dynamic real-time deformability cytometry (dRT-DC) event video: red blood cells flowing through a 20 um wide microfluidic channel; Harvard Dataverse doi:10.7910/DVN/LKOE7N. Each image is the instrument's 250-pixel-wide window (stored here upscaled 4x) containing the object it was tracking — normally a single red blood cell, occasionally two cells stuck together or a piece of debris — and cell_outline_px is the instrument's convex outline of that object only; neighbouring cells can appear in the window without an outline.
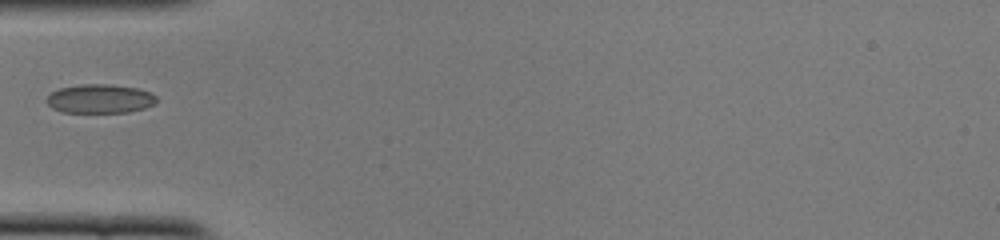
{"species": "common noctule bat (a hibernating species)", "species_latin": "Nyctalus noctula", "temperature_condition": "cold", "stored_images_in_passage": 35, "camera_frame_rate_fps": 3000, "um_per_image_px": 0.085, "animal": {"sex": "female", "body_mass_g": 22.0, "forearm_length_mm": 56.7}, "frame": {"image": 1, "passage_image": 1, "time_ms": 0.0, "image_size_px": [1000, 240], "cell_outline_px": [[156, 104], [144, 108], [128, 112], [60, 112], [52, 108], [44, 100], [52, 92], [60, 88], [80, 84], [112, 84], [136, 88], [152, 92], [156, 96]], "centroid_in_image_um": [8.5, 8.39], "position_along_channel_um": 76.5, "area_um2": 18.67}}
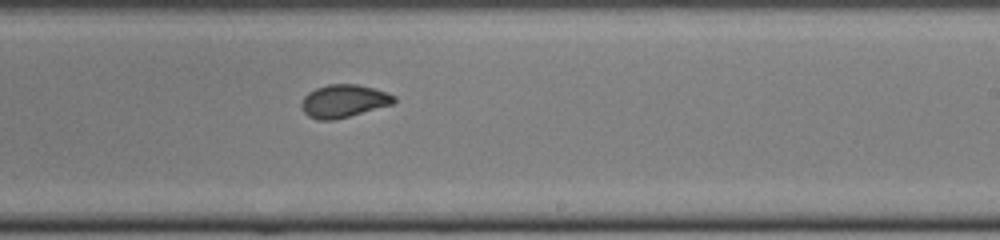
{"frame": {"image": 2, "passage_image": 15, "time_ms": 4.667, "image_size_px": [1000, 240], "cell_outline_px": [[396, 100], [392, 104], [336, 120], [316, 120], [308, 116], [300, 108], [300, 104], [304, 96], [308, 92], [316, 88], [328, 84], [356, 84], [388, 92], [396, 96]], "centroid_in_image_um": [29.19, 8.59], "position_along_channel_um": 259.8, "area_um2": 17.86}}
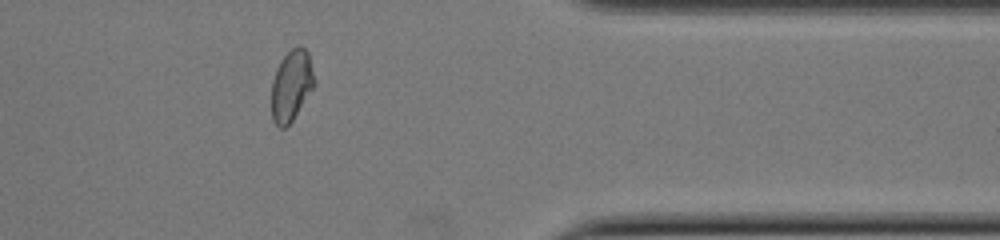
{"frame": {"image": 3, "passage_image": 26, "time_ms": 8.333, "image_size_px": [1000, 240], "cell_outline_px": [[316, 84], [292, 120], [284, 128], [280, 128], [272, 120], [272, 80], [276, 68], [280, 60], [292, 48], [300, 44], [308, 52], [316, 80]], "centroid_in_image_um": [24.78, 7.24], "position_along_channel_um": 386.6, "area_um2": 17.8}}